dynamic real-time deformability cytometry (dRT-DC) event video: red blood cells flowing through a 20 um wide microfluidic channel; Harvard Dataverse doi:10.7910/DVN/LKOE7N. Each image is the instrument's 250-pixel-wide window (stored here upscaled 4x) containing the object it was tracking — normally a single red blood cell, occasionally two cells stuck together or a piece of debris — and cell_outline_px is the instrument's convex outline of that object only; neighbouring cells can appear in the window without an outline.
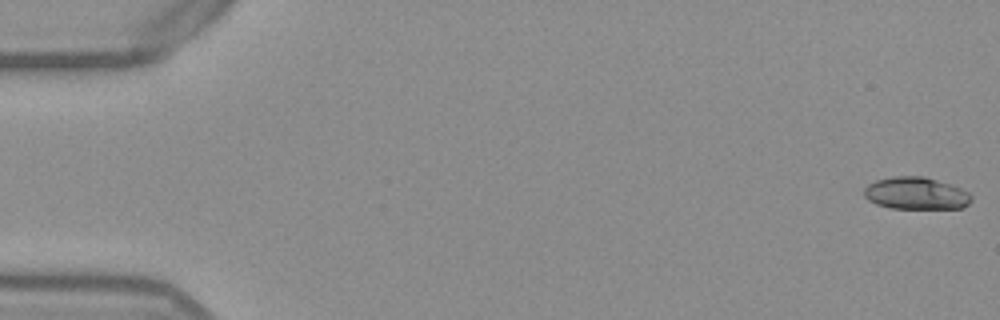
{"species": "Egyptian fruit bat (a non-hibernating species)", "species_latin": "Rousettus aegyptiacus", "temperature_condition": "warm", "stored_images_in_passage": 53, "camera_frame_rate_fps": 3000, "um_per_image_px": 0.085, "frame": {"image": 1, "passage_image": 1, "time_ms": 0.0, "image_size_px": [1000, 320], "cell_outline_px": [[972, 200], [964, 208], [888, 208], [876, 204], [868, 200], [864, 196], [864, 188], [868, 184], [876, 180], [892, 176], [924, 176], [952, 184], [968, 192], [972, 196]], "centroid_in_image_um": [77.86, 16.43], "position_along_channel_um": 7.1, "area_um2": 20.35}}
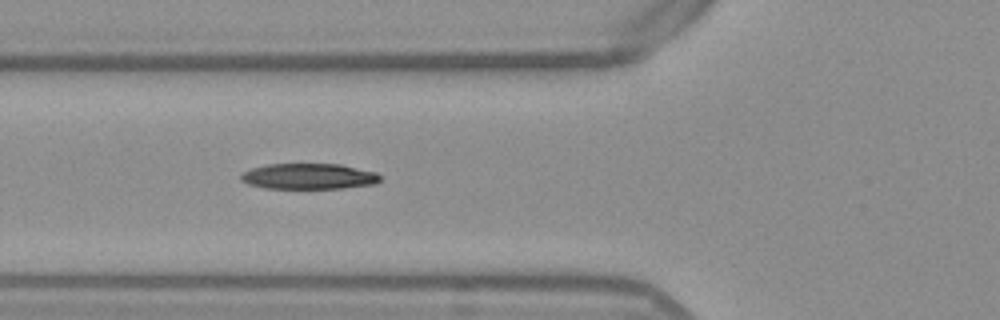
{"frame": {"image": 2, "passage_image": 20, "time_ms": 6.333, "image_size_px": [1000, 320], "cell_outline_px": [[380, 180], [376, 184], [344, 188], [264, 188], [248, 184], [240, 180], [240, 176], [244, 172], [252, 168], [268, 164], [340, 164], [376, 172], [380, 176]], "centroid_in_image_um": [26.25, 14.99], "position_along_channel_um": 99.5, "area_um2": 20.87}}
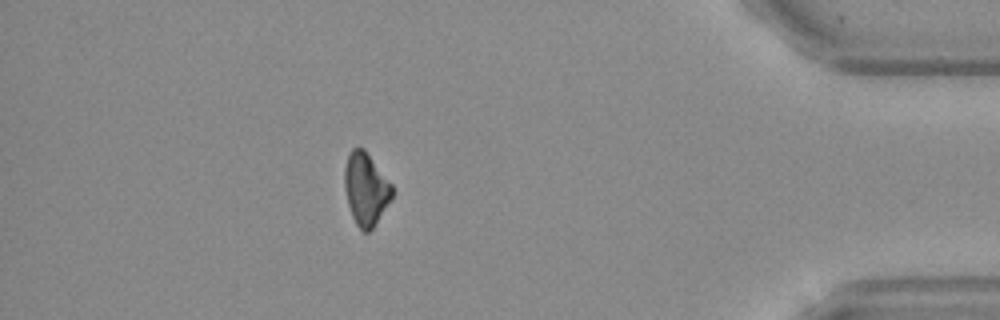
{"frame": {"image": 3, "passage_image": 47, "time_ms": 15.333, "image_size_px": [1000, 320], "cell_outline_px": [[392, 196], [372, 228], [368, 232], [364, 232], [356, 224], [352, 216], [348, 204], [344, 188], [344, 168], [348, 152], [352, 148], [364, 148], [392, 184]], "centroid_in_image_um": [31.06, 16.02], "position_along_channel_um": 404.1, "area_um2": 19.88}, "authors_computed_cell_mechanics": {"area_um2": 20.7502, "velocity_mm_per_s": 3.8782, "shape_relaxation_time_tau1_ms": 5.4188, "shape_relaxation_time_tau2_ms": null, "deformation_change_tau1": 0.154, "deformation_change_tau2": null}}